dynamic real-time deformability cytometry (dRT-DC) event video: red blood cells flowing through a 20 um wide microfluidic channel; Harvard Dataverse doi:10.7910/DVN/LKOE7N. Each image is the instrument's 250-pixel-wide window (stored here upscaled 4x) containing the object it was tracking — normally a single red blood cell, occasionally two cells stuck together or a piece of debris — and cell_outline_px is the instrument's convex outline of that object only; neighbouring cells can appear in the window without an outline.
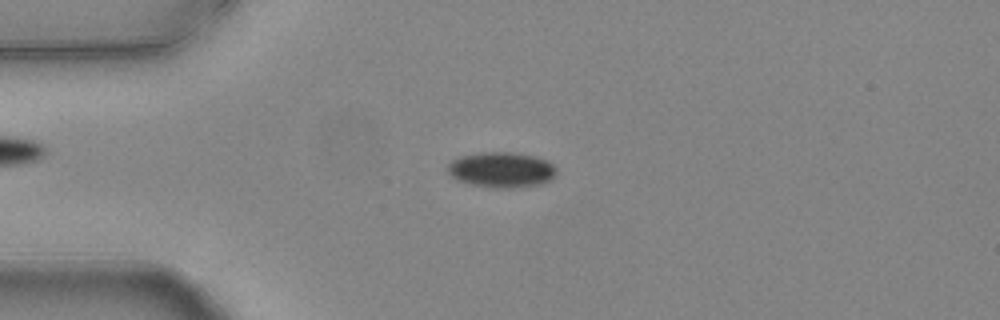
{"species": "common noctule bat (a hibernating species)", "species_latin": "Nyctalus noctula", "temperature_condition": "warm", "stored_images_in_passage": 54, "camera_frame_rate_fps": 3000, "um_per_image_px": 0.085, "animal": {"sex": "female", "body_mass_g": 24.6, "forearm_length_mm": 56.2}, "frame": {"image": 1, "passage_image": 13, "time_ms": 4.0, "image_size_px": [1000, 320], "cell_outline_px": [[556, 172], [552, 180], [544, 184], [520, 188], [492, 188], [472, 184], [456, 180], [448, 172], [448, 164], [452, 160], [460, 156], [480, 152], [512, 152], [536, 156], [548, 160], [556, 168]], "centroid_in_image_um": [42.67, 14.44], "position_along_channel_um": 42.3, "area_um2": 22.89}}
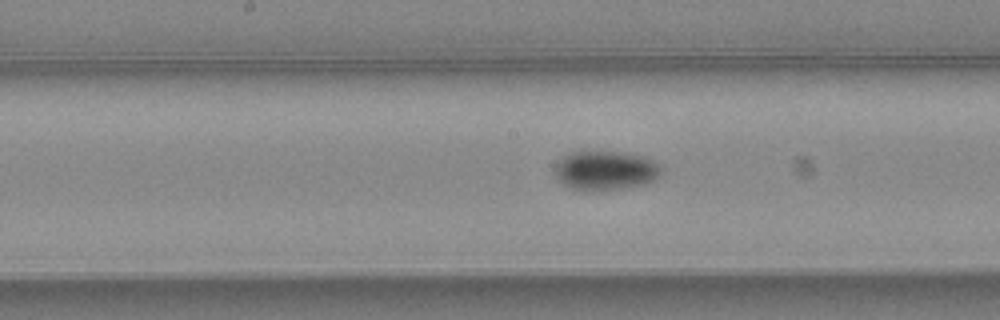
{"frame": {"image": 2, "passage_image": 27, "time_ms": 8.667, "image_size_px": [1000, 320], "cell_outline_px": [[660, 172], [652, 180], [644, 184], [624, 188], [600, 192], [584, 192], [568, 188], [556, 176], [556, 164], [564, 156], [572, 152], [616, 152], [644, 156], [652, 160], [660, 168]], "centroid_in_image_um": [51.41, 14.53], "position_along_channel_um": 196.8, "area_um2": 24.22}}
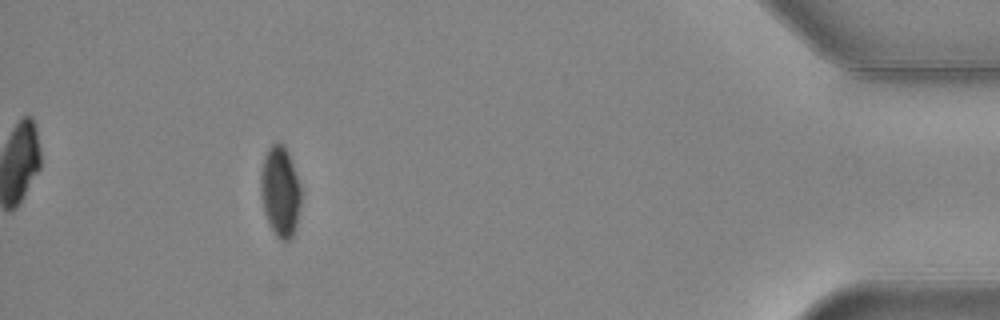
{"frame": {"image": 3, "passage_image": 49, "time_ms": 16.0, "image_size_px": [1000, 320], "cell_outline_px": [[300, 208], [296, 228], [292, 236], [288, 240], [280, 240], [276, 236], [264, 212], [260, 188], [260, 172], [264, 156], [268, 148], [272, 144], [284, 144], [288, 152], [300, 184]], "centroid_in_image_um": [23.81, 16.27], "position_along_channel_um": 411.4, "area_um2": 21.15}, "authors_computed_cell_mechanics": {"area_um2": 22.1952, "velocity_mm_per_s": 3.7844, "shape_relaxation_time_tau1_ms": 6.0279, "shape_relaxation_time_tau2_ms": 8.9547, "deformation_change_tau1": 0.0948, "deformation_change_tau2": 0.0668}}